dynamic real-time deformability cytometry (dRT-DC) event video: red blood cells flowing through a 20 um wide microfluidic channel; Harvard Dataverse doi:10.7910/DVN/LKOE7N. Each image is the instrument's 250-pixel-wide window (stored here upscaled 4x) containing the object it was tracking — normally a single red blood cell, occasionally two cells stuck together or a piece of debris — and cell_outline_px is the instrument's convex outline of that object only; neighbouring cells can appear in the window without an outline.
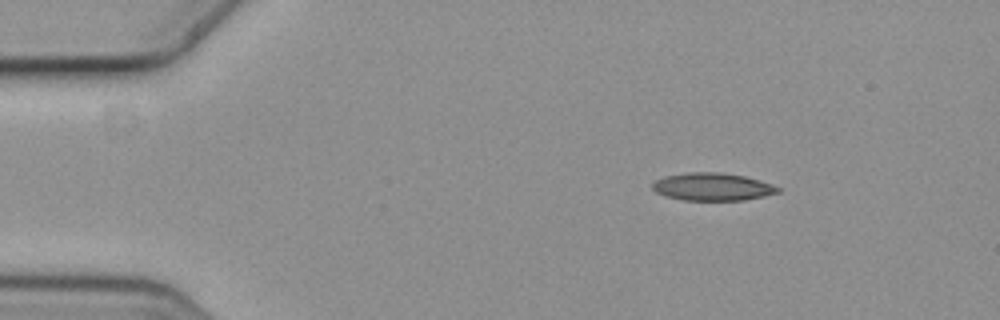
{"species": "common noctule bat (a hibernating species)", "species_latin": "Nyctalus noctula", "temperature_condition": "cold", "stored_images_in_passage": 4, "camera_frame_rate_fps": 3000, "um_per_image_px": 0.085, "animal": {"sex": "female", "body_mass_g": 19.3, "forearm_length_mm": 54.1}, "frame": {"image": 1, "passage_image": 2, "time_ms": 0.333, "image_size_px": [1000, 320], "cell_outline_px": [[780, 192], [764, 196], [744, 200], [684, 200], [664, 196], [656, 192], [652, 188], [652, 184], [656, 180], [664, 176], [688, 172], [720, 172], [744, 176], [780, 188]], "centroid_in_image_um": [60.5, 15.88], "position_along_channel_um": 24.5, "area_um2": 20.06}}